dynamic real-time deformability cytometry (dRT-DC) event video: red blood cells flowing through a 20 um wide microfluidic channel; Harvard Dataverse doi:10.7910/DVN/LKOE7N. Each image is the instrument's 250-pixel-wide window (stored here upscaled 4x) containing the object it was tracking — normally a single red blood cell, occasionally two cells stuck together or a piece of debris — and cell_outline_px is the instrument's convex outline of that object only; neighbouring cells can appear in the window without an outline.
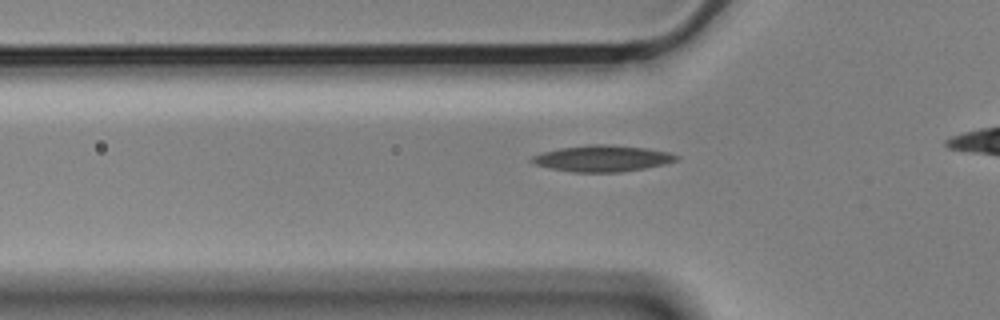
{"species": "Egyptian fruit bat (a non-hibernating species)", "species_latin": "Rousettus aegyptiacus", "temperature_condition": "cold", "stored_images_in_passage": 33, "camera_frame_rate_fps": 3000, "um_per_image_px": 0.085, "animal": {"sex": "male"}, "frame": {"image": 1, "passage_image": 5, "time_ms": 1.333, "image_size_px": [1000, 320], "cell_outline_px": [[680, 156], [676, 160], [664, 164], [644, 168], [620, 172], [572, 172], [548, 168], [536, 164], [528, 160], [532, 156], [544, 152], [560, 148], [588, 144], [608, 144], [644, 148], [668, 152]], "centroid_in_image_um": [51.17, 13.47], "position_along_channel_um": 74.6, "area_um2": 22.02}}
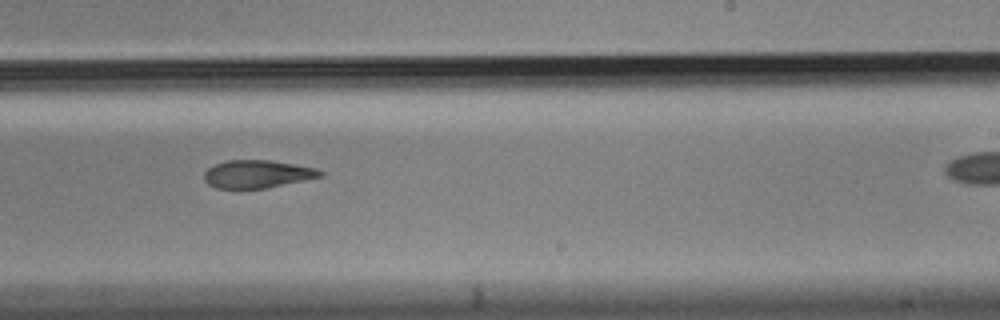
{"frame": {"image": 2, "passage_image": 21, "time_ms": 6.667, "image_size_px": [1000, 320], "cell_outline_px": [[324, 176], [268, 188], [216, 188], [208, 184], [204, 180], [204, 172], [208, 168], [216, 164], [228, 160], [272, 160], [316, 168], [324, 172]], "centroid_in_image_um": [21.89, 14.79], "position_along_channel_um": 267.1, "area_um2": 18.9}}
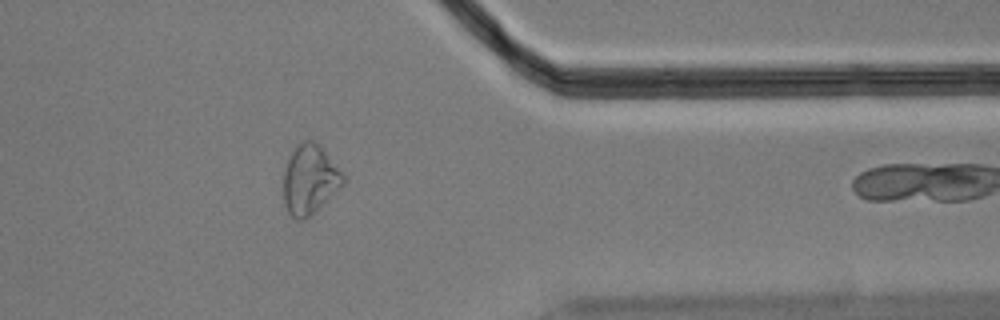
{"frame": {"image": 3, "passage_image": 32, "time_ms": 10.333, "image_size_px": [1000, 320], "cell_outline_px": [[344, 184], [340, 188], [308, 216], [300, 220], [296, 220], [288, 212], [284, 204], [284, 172], [288, 160], [296, 144], [304, 140], [312, 140], [320, 144], [344, 176]], "centroid_in_image_um": [26.31, 15.23], "position_along_channel_um": 385.1, "area_um2": 23.7}}